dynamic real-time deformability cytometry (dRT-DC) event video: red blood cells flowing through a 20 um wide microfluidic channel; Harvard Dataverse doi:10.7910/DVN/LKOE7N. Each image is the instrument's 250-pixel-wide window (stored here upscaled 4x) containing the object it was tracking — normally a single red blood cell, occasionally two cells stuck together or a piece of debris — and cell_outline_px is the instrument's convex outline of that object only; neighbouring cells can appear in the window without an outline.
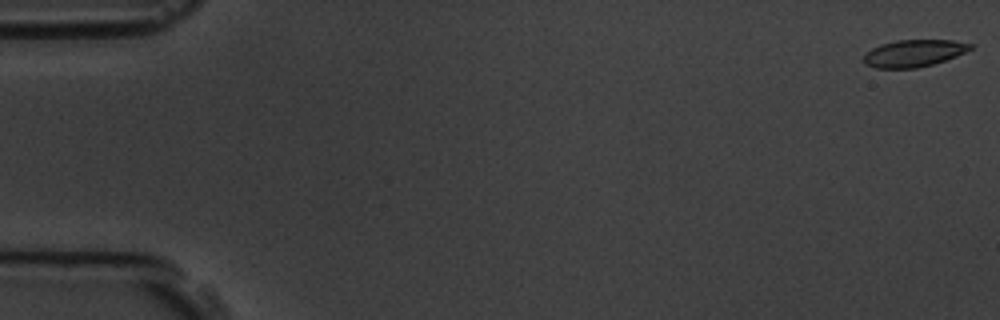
{"species": "common noctule bat (a hibernating species)", "species_latin": "Nyctalus noctula", "temperature_condition": "room temperature", "stored_images_in_passage": 5, "segment_of_instrument_passage": [1, 2], "camera_frame_rate_fps": 3000, "um_per_image_px": 0.085, "animal": {"sex": "male", "body_mass_g": 19.5, "forearm_length_mm": 54.6}, "frame": {"image": 1, "passage_image": 1, "time_ms": 0.0, "image_size_px": [1000, 320], "cell_outline_px": [[976, 44], [972, 48], [956, 56], [932, 64], [916, 68], [876, 68], [864, 64], [864, 56], [872, 48], [880, 44], [896, 40], [952, 40]], "centroid_in_image_um": [77.68, 4.52], "position_along_channel_um": 7.3, "area_um2": 16.76}}
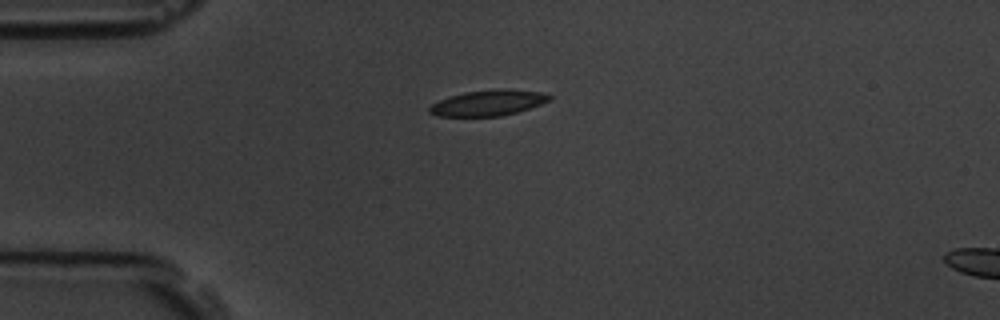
{"frame": {"image": 2, "passage_image": 4, "time_ms": 4.333, "image_size_px": [1000, 320], "cell_outline_px": [[552, 100], [516, 112], [500, 116], [436, 116], [428, 112], [428, 108], [432, 104], [440, 100], [464, 92], [500, 88], [504, 88], [540, 92], [552, 96]], "centroid_in_image_um": [41.49, 8.74], "position_along_channel_um": 43.5, "area_um2": 17.86}}